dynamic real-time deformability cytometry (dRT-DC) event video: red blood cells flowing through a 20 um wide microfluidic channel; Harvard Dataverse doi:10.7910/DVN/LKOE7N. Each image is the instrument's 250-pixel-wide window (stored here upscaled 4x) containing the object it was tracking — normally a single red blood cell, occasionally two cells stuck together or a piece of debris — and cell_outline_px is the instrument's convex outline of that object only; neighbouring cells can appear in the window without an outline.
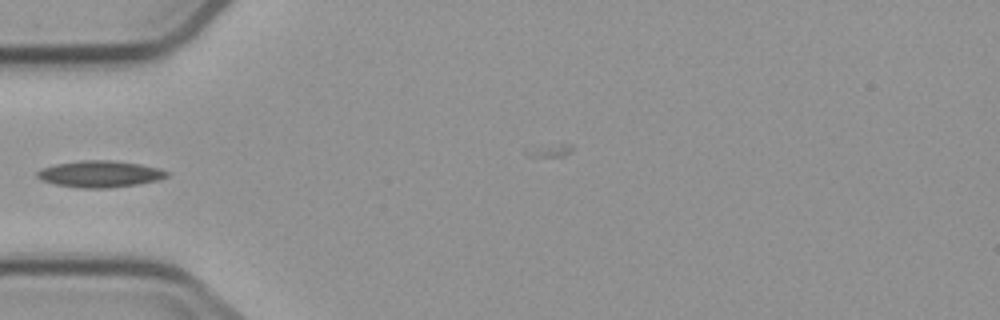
{"species": "common noctule bat (a hibernating species)", "species_latin": "Nyctalus noctula", "temperature_condition": "cold", "stored_images_in_passage": 6, "camera_frame_rate_fps": 3000, "um_per_image_px": 0.085, "animal": {"sex": "male", "body_mass_g": 23.1, "forearm_length_mm": 52.7}, "frame": {"image": 1, "passage_image": 4, "time_ms": 4.333, "image_size_px": [1000, 320], "cell_outline_px": [[168, 176], [160, 180], [136, 184], [108, 188], [80, 188], [56, 184], [44, 180], [36, 176], [36, 172], [40, 168], [56, 164], [80, 160], [112, 160], [140, 164], [160, 168], [168, 172]], "centroid_in_image_um": [8.5, 14.78], "position_along_channel_um": 76.5, "area_um2": 20.06}}
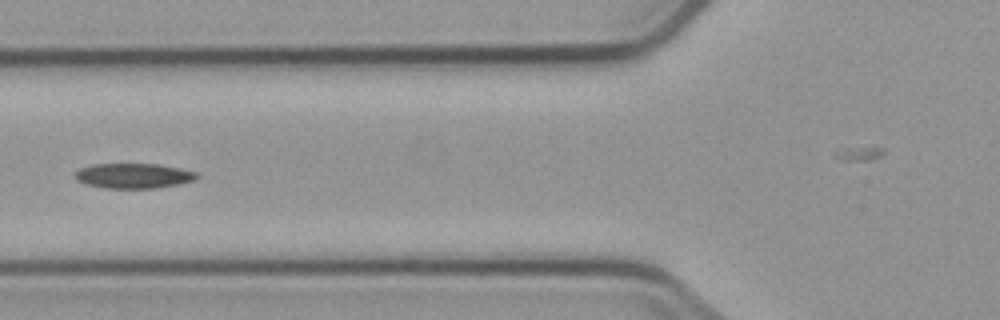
{"frame": {"image": 2, "passage_image": 5, "time_ms": 5.333, "image_size_px": [1000, 320], "cell_outline_px": [[200, 176], [192, 180], [176, 184], [156, 188], [108, 188], [88, 184], [76, 180], [76, 172], [80, 168], [92, 164], [156, 164], [196, 172]], "centroid_in_image_um": [11.33, 14.94], "position_along_channel_um": 114.5, "area_um2": 17.34}}